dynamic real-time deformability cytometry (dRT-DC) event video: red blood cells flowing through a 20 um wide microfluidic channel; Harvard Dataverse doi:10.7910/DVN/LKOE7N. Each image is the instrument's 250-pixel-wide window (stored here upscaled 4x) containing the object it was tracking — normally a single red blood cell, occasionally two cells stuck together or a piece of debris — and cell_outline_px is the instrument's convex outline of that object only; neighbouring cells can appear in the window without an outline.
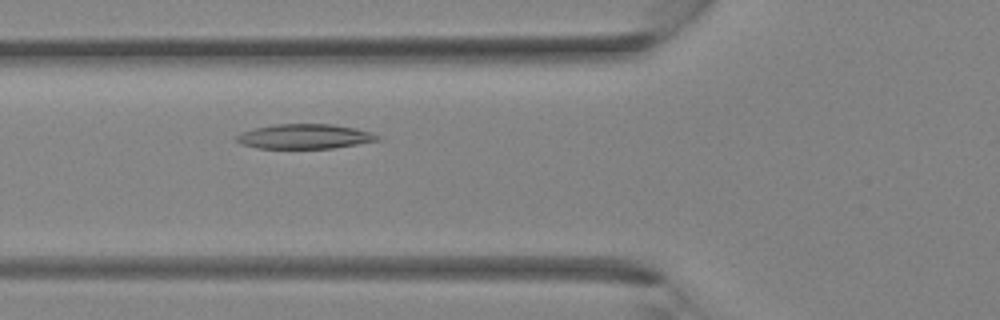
{"species": "Egyptian fruit bat (a non-hibernating species)", "species_latin": "Rousettus aegyptiacus", "temperature_condition": "room temperature", "stored_images_in_passage": 33, "camera_frame_rate_fps": 3000, "um_per_image_px": 0.085, "animal": {"sex": "female"}, "frame": {"image": 1, "passage_image": 11, "time_ms": 3.333, "image_size_px": [1000, 320], "cell_outline_px": [[380, 140], [332, 148], [256, 148], [240, 144], [236, 140], [236, 136], [244, 132], [256, 128], [276, 124], [332, 124], [356, 128], [372, 132], [380, 136]], "centroid_in_image_um": [25.92, 11.6], "position_along_channel_um": 99.9, "area_um2": 20.17}}
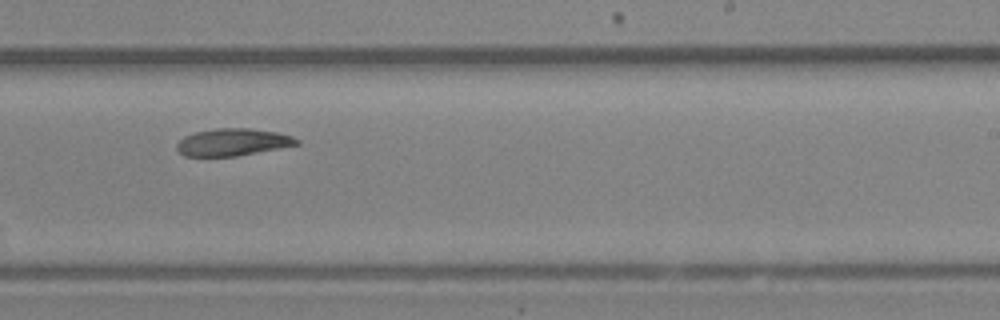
{"frame": {"image": 2, "passage_image": 20, "time_ms": 6.333, "image_size_px": [1000, 320], "cell_outline_px": [[300, 144], [236, 156], [184, 156], [176, 148], [176, 144], [184, 136], [196, 132], [216, 128], [248, 128], [276, 132], [292, 136], [300, 140]], "centroid_in_image_um": [19.78, 12.08], "position_along_channel_um": 269.2, "area_um2": 18.9}}
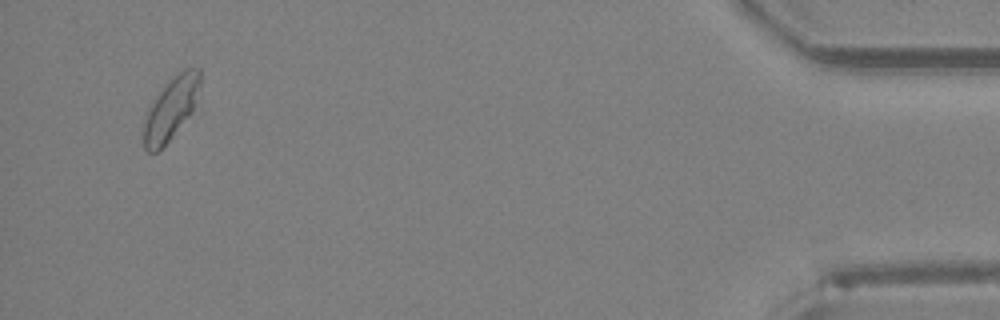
{"frame": {"image": 3, "passage_image": 32, "time_ms": 10.333, "image_size_px": [1000, 320], "cell_outline_px": [[200, 84], [192, 112], [172, 136], [156, 152], [148, 152], [144, 148], [140, 136], [144, 120], [156, 96], [172, 76], [184, 68], [200, 68]], "centroid_in_image_um": [14.49, 9.24], "position_along_channel_um": 420.7, "area_um2": 20.35}}